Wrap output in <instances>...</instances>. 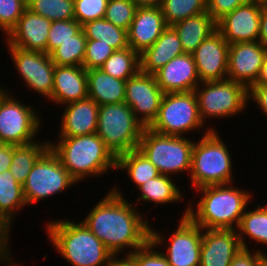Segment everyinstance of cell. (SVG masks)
<instances>
[{
    "label": "cell",
    "mask_w": 267,
    "mask_h": 266,
    "mask_svg": "<svg viewBox=\"0 0 267 266\" xmlns=\"http://www.w3.org/2000/svg\"><path fill=\"white\" fill-rule=\"evenodd\" d=\"M121 192L117 186L111 187L82 220L113 255L131 254L150 240L147 214L139 212Z\"/></svg>",
    "instance_id": "cell-1"
},
{
    "label": "cell",
    "mask_w": 267,
    "mask_h": 266,
    "mask_svg": "<svg viewBox=\"0 0 267 266\" xmlns=\"http://www.w3.org/2000/svg\"><path fill=\"white\" fill-rule=\"evenodd\" d=\"M234 183L210 185L196 189L202 195L197 208L188 204L187 216L202 229L236 230L248 204L252 192L237 188Z\"/></svg>",
    "instance_id": "cell-2"
},
{
    "label": "cell",
    "mask_w": 267,
    "mask_h": 266,
    "mask_svg": "<svg viewBox=\"0 0 267 266\" xmlns=\"http://www.w3.org/2000/svg\"><path fill=\"white\" fill-rule=\"evenodd\" d=\"M58 138L50 148L77 183L116 170L117 158L96 133Z\"/></svg>",
    "instance_id": "cell-3"
},
{
    "label": "cell",
    "mask_w": 267,
    "mask_h": 266,
    "mask_svg": "<svg viewBox=\"0 0 267 266\" xmlns=\"http://www.w3.org/2000/svg\"><path fill=\"white\" fill-rule=\"evenodd\" d=\"M45 228L54 249L71 266H108L113 254L83 222L50 220Z\"/></svg>",
    "instance_id": "cell-4"
},
{
    "label": "cell",
    "mask_w": 267,
    "mask_h": 266,
    "mask_svg": "<svg viewBox=\"0 0 267 266\" xmlns=\"http://www.w3.org/2000/svg\"><path fill=\"white\" fill-rule=\"evenodd\" d=\"M215 128H212V124L209 128L206 126L201 139L194 140L189 174V182L194 190L234 183L232 153Z\"/></svg>",
    "instance_id": "cell-5"
},
{
    "label": "cell",
    "mask_w": 267,
    "mask_h": 266,
    "mask_svg": "<svg viewBox=\"0 0 267 266\" xmlns=\"http://www.w3.org/2000/svg\"><path fill=\"white\" fill-rule=\"evenodd\" d=\"M144 128L125 102L99 107L96 134L116 158L138 148Z\"/></svg>",
    "instance_id": "cell-6"
},
{
    "label": "cell",
    "mask_w": 267,
    "mask_h": 266,
    "mask_svg": "<svg viewBox=\"0 0 267 266\" xmlns=\"http://www.w3.org/2000/svg\"><path fill=\"white\" fill-rule=\"evenodd\" d=\"M189 136L162 135L144 128L138 150L158 169L160 174L172 176L191 170L195 139Z\"/></svg>",
    "instance_id": "cell-7"
},
{
    "label": "cell",
    "mask_w": 267,
    "mask_h": 266,
    "mask_svg": "<svg viewBox=\"0 0 267 266\" xmlns=\"http://www.w3.org/2000/svg\"><path fill=\"white\" fill-rule=\"evenodd\" d=\"M201 120L224 119L246 111L249 89L232 80L201 82L194 90ZM208 118V119H207Z\"/></svg>",
    "instance_id": "cell-8"
},
{
    "label": "cell",
    "mask_w": 267,
    "mask_h": 266,
    "mask_svg": "<svg viewBox=\"0 0 267 266\" xmlns=\"http://www.w3.org/2000/svg\"><path fill=\"white\" fill-rule=\"evenodd\" d=\"M205 124L201 120L194 91L164 93L158 116L149 127L152 131L170 136H185L200 131Z\"/></svg>",
    "instance_id": "cell-9"
},
{
    "label": "cell",
    "mask_w": 267,
    "mask_h": 266,
    "mask_svg": "<svg viewBox=\"0 0 267 266\" xmlns=\"http://www.w3.org/2000/svg\"><path fill=\"white\" fill-rule=\"evenodd\" d=\"M10 92L7 90L0 97V143L24 145L38 140L42 126L38 109L24 104Z\"/></svg>",
    "instance_id": "cell-10"
},
{
    "label": "cell",
    "mask_w": 267,
    "mask_h": 266,
    "mask_svg": "<svg viewBox=\"0 0 267 266\" xmlns=\"http://www.w3.org/2000/svg\"><path fill=\"white\" fill-rule=\"evenodd\" d=\"M78 184L62 165L58 156L49 148L32 167L23 184L27 207L46 200Z\"/></svg>",
    "instance_id": "cell-11"
},
{
    "label": "cell",
    "mask_w": 267,
    "mask_h": 266,
    "mask_svg": "<svg viewBox=\"0 0 267 266\" xmlns=\"http://www.w3.org/2000/svg\"><path fill=\"white\" fill-rule=\"evenodd\" d=\"M184 210L178 228L171 236L165 237L150 226V240L158 248L167 245L166 252L162 253L171 266H200L202 228L187 216L188 207Z\"/></svg>",
    "instance_id": "cell-12"
},
{
    "label": "cell",
    "mask_w": 267,
    "mask_h": 266,
    "mask_svg": "<svg viewBox=\"0 0 267 266\" xmlns=\"http://www.w3.org/2000/svg\"><path fill=\"white\" fill-rule=\"evenodd\" d=\"M7 51L12 57L14 68L25 82L23 85L36 94H41L49 99L53 90V77L55 64L50 55L40 52L25 50L19 47L10 46L6 41Z\"/></svg>",
    "instance_id": "cell-13"
},
{
    "label": "cell",
    "mask_w": 267,
    "mask_h": 266,
    "mask_svg": "<svg viewBox=\"0 0 267 266\" xmlns=\"http://www.w3.org/2000/svg\"><path fill=\"white\" fill-rule=\"evenodd\" d=\"M163 95L154 74L139 70L126 80L124 102L145 128H149L156 120Z\"/></svg>",
    "instance_id": "cell-14"
},
{
    "label": "cell",
    "mask_w": 267,
    "mask_h": 266,
    "mask_svg": "<svg viewBox=\"0 0 267 266\" xmlns=\"http://www.w3.org/2000/svg\"><path fill=\"white\" fill-rule=\"evenodd\" d=\"M266 52L258 41L229 44L227 79L249 89L259 78Z\"/></svg>",
    "instance_id": "cell-15"
},
{
    "label": "cell",
    "mask_w": 267,
    "mask_h": 266,
    "mask_svg": "<svg viewBox=\"0 0 267 266\" xmlns=\"http://www.w3.org/2000/svg\"><path fill=\"white\" fill-rule=\"evenodd\" d=\"M229 44L216 30L192 53L200 82L227 79Z\"/></svg>",
    "instance_id": "cell-16"
},
{
    "label": "cell",
    "mask_w": 267,
    "mask_h": 266,
    "mask_svg": "<svg viewBox=\"0 0 267 266\" xmlns=\"http://www.w3.org/2000/svg\"><path fill=\"white\" fill-rule=\"evenodd\" d=\"M262 8L242 4L216 22L217 31L228 44L258 41Z\"/></svg>",
    "instance_id": "cell-17"
},
{
    "label": "cell",
    "mask_w": 267,
    "mask_h": 266,
    "mask_svg": "<svg viewBox=\"0 0 267 266\" xmlns=\"http://www.w3.org/2000/svg\"><path fill=\"white\" fill-rule=\"evenodd\" d=\"M242 246L233 229H202L200 266H230Z\"/></svg>",
    "instance_id": "cell-18"
},
{
    "label": "cell",
    "mask_w": 267,
    "mask_h": 266,
    "mask_svg": "<svg viewBox=\"0 0 267 266\" xmlns=\"http://www.w3.org/2000/svg\"><path fill=\"white\" fill-rule=\"evenodd\" d=\"M164 93L194 91L201 83L192 54L183 53L154 73Z\"/></svg>",
    "instance_id": "cell-19"
},
{
    "label": "cell",
    "mask_w": 267,
    "mask_h": 266,
    "mask_svg": "<svg viewBox=\"0 0 267 266\" xmlns=\"http://www.w3.org/2000/svg\"><path fill=\"white\" fill-rule=\"evenodd\" d=\"M51 24L49 19L26 8L5 40L10 46L46 53Z\"/></svg>",
    "instance_id": "cell-20"
},
{
    "label": "cell",
    "mask_w": 267,
    "mask_h": 266,
    "mask_svg": "<svg viewBox=\"0 0 267 266\" xmlns=\"http://www.w3.org/2000/svg\"><path fill=\"white\" fill-rule=\"evenodd\" d=\"M167 27L160 7L137 8L127 31L128 46L140 55L156 42Z\"/></svg>",
    "instance_id": "cell-21"
},
{
    "label": "cell",
    "mask_w": 267,
    "mask_h": 266,
    "mask_svg": "<svg viewBox=\"0 0 267 266\" xmlns=\"http://www.w3.org/2000/svg\"><path fill=\"white\" fill-rule=\"evenodd\" d=\"M88 98L87 70L83 66L55 65L50 103L64 106Z\"/></svg>",
    "instance_id": "cell-22"
},
{
    "label": "cell",
    "mask_w": 267,
    "mask_h": 266,
    "mask_svg": "<svg viewBox=\"0 0 267 266\" xmlns=\"http://www.w3.org/2000/svg\"><path fill=\"white\" fill-rule=\"evenodd\" d=\"M61 116L58 137H74L96 133L99 105L90 98L66 104Z\"/></svg>",
    "instance_id": "cell-23"
},
{
    "label": "cell",
    "mask_w": 267,
    "mask_h": 266,
    "mask_svg": "<svg viewBox=\"0 0 267 266\" xmlns=\"http://www.w3.org/2000/svg\"><path fill=\"white\" fill-rule=\"evenodd\" d=\"M184 53L178 33L168 26L156 42L140 55V71L154 74L173 58Z\"/></svg>",
    "instance_id": "cell-24"
},
{
    "label": "cell",
    "mask_w": 267,
    "mask_h": 266,
    "mask_svg": "<svg viewBox=\"0 0 267 266\" xmlns=\"http://www.w3.org/2000/svg\"><path fill=\"white\" fill-rule=\"evenodd\" d=\"M126 80H120L101 69L87 70L88 98L99 106L125 101Z\"/></svg>",
    "instance_id": "cell-25"
},
{
    "label": "cell",
    "mask_w": 267,
    "mask_h": 266,
    "mask_svg": "<svg viewBox=\"0 0 267 266\" xmlns=\"http://www.w3.org/2000/svg\"><path fill=\"white\" fill-rule=\"evenodd\" d=\"M178 33L184 53L192 54L195 49L217 30L216 21L208 12L189 17L172 25Z\"/></svg>",
    "instance_id": "cell-26"
},
{
    "label": "cell",
    "mask_w": 267,
    "mask_h": 266,
    "mask_svg": "<svg viewBox=\"0 0 267 266\" xmlns=\"http://www.w3.org/2000/svg\"><path fill=\"white\" fill-rule=\"evenodd\" d=\"M137 190L140 195L137 197V203L134 201V205L138 206V203L150 202L154 205H167L169 203H176L183 200V191L175 184V180L172 176L162 175L150 179L142 184ZM144 201V202H143Z\"/></svg>",
    "instance_id": "cell-27"
},
{
    "label": "cell",
    "mask_w": 267,
    "mask_h": 266,
    "mask_svg": "<svg viewBox=\"0 0 267 266\" xmlns=\"http://www.w3.org/2000/svg\"><path fill=\"white\" fill-rule=\"evenodd\" d=\"M27 206L23 185L18 183L10 170L0 173V221L9 229L15 215Z\"/></svg>",
    "instance_id": "cell-28"
},
{
    "label": "cell",
    "mask_w": 267,
    "mask_h": 266,
    "mask_svg": "<svg viewBox=\"0 0 267 266\" xmlns=\"http://www.w3.org/2000/svg\"><path fill=\"white\" fill-rule=\"evenodd\" d=\"M36 140L29 144L13 145L10 172L15 180L23 185L37 160L50 148V140Z\"/></svg>",
    "instance_id": "cell-29"
},
{
    "label": "cell",
    "mask_w": 267,
    "mask_h": 266,
    "mask_svg": "<svg viewBox=\"0 0 267 266\" xmlns=\"http://www.w3.org/2000/svg\"><path fill=\"white\" fill-rule=\"evenodd\" d=\"M256 206L252 210L246 208L236 229L242 248H249L246 237L267 247V206Z\"/></svg>",
    "instance_id": "cell-30"
},
{
    "label": "cell",
    "mask_w": 267,
    "mask_h": 266,
    "mask_svg": "<svg viewBox=\"0 0 267 266\" xmlns=\"http://www.w3.org/2000/svg\"><path fill=\"white\" fill-rule=\"evenodd\" d=\"M116 170L126 171L137 189L160 175L158 169L138 149L117 157Z\"/></svg>",
    "instance_id": "cell-31"
},
{
    "label": "cell",
    "mask_w": 267,
    "mask_h": 266,
    "mask_svg": "<svg viewBox=\"0 0 267 266\" xmlns=\"http://www.w3.org/2000/svg\"><path fill=\"white\" fill-rule=\"evenodd\" d=\"M87 40H99L115 50H122L128 46L127 30L115 26L105 18L96 19L82 25Z\"/></svg>",
    "instance_id": "cell-32"
},
{
    "label": "cell",
    "mask_w": 267,
    "mask_h": 266,
    "mask_svg": "<svg viewBox=\"0 0 267 266\" xmlns=\"http://www.w3.org/2000/svg\"><path fill=\"white\" fill-rule=\"evenodd\" d=\"M100 69L120 80H127L140 70L139 54L127 47L115 50Z\"/></svg>",
    "instance_id": "cell-33"
},
{
    "label": "cell",
    "mask_w": 267,
    "mask_h": 266,
    "mask_svg": "<svg viewBox=\"0 0 267 266\" xmlns=\"http://www.w3.org/2000/svg\"><path fill=\"white\" fill-rule=\"evenodd\" d=\"M161 11L168 26L207 12V0H162Z\"/></svg>",
    "instance_id": "cell-34"
},
{
    "label": "cell",
    "mask_w": 267,
    "mask_h": 266,
    "mask_svg": "<svg viewBox=\"0 0 267 266\" xmlns=\"http://www.w3.org/2000/svg\"><path fill=\"white\" fill-rule=\"evenodd\" d=\"M87 38L81 29L73 39L59 45L51 54L50 58L57 66H82L85 56Z\"/></svg>",
    "instance_id": "cell-35"
},
{
    "label": "cell",
    "mask_w": 267,
    "mask_h": 266,
    "mask_svg": "<svg viewBox=\"0 0 267 266\" xmlns=\"http://www.w3.org/2000/svg\"><path fill=\"white\" fill-rule=\"evenodd\" d=\"M27 9L50 21L72 20L74 0H27Z\"/></svg>",
    "instance_id": "cell-36"
},
{
    "label": "cell",
    "mask_w": 267,
    "mask_h": 266,
    "mask_svg": "<svg viewBox=\"0 0 267 266\" xmlns=\"http://www.w3.org/2000/svg\"><path fill=\"white\" fill-rule=\"evenodd\" d=\"M137 7L130 0H108L104 18L125 30H129Z\"/></svg>",
    "instance_id": "cell-37"
},
{
    "label": "cell",
    "mask_w": 267,
    "mask_h": 266,
    "mask_svg": "<svg viewBox=\"0 0 267 266\" xmlns=\"http://www.w3.org/2000/svg\"><path fill=\"white\" fill-rule=\"evenodd\" d=\"M82 26L75 20H58L52 21L48 33L46 54L50 55L63 42L73 39Z\"/></svg>",
    "instance_id": "cell-38"
},
{
    "label": "cell",
    "mask_w": 267,
    "mask_h": 266,
    "mask_svg": "<svg viewBox=\"0 0 267 266\" xmlns=\"http://www.w3.org/2000/svg\"><path fill=\"white\" fill-rule=\"evenodd\" d=\"M27 0H0V30L7 37L27 8Z\"/></svg>",
    "instance_id": "cell-39"
},
{
    "label": "cell",
    "mask_w": 267,
    "mask_h": 266,
    "mask_svg": "<svg viewBox=\"0 0 267 266\" xmlns=\"http://www.w3.org/2000/svg\"><path fill=\"white\" fill-rule=\"evenodd\" d=\"M108 0H74V17L83 24L104 18Z\"/></svg>",
    "instance_id": "cell-40"
},
{
    "label": "cell",
    "mask_w": 267,
    "mask_h": 266,
    "mask_svg": "<svg viewBox=\"0 0 267 266\" xmlns=\"http://www.w3.org/2000/svg\"><path fill=\"white\" fill-rule=\"evenodd\" d=\"M114 51L115 49L110 45L101 43L99 40H87L82 66L86 70L100 69Z\"/></svg>",
    "instance_id": "cell-41"
},
{
    "label": "cell",
    "mask_w": 267,
    "mask_h": 266,
    "mask_svg": "<svg viewBox=\"0 0 267 266\" xmlns=\"http://www.w3.org/2000/svg\"><path fill=\"white\" fill-rule=\"evenodd\" d=\"M149 240L143 247L136 249L131 255L135 258L136 266H171L164 254Z\"/></svg>",
    "instance_id": "cell-42"
},
{
    "label": "cell",
    "mask_w": 267,
    "mask_h": 266,
    "mask_svg": "<svg viewBox=\"0 0 267 266\" xmlns=\"http://www.w3.org/2000/svg\"><path fill=\"white\" fill-rule=\"evenodd\" d=\"M241 248L233 257L230 266H264L267 263V253L262 249ZM252 251V252H251Z\"/></svg>",
    "instance_id": "cell-43"
},
{
    "label": "cell",
    "mask_w": 267,
    "mask_h": 266,
    "mask_svg": "<svg viewBox=\"0 0 267 266\" xmlns=\"http://www.w3.org/2000/svg\"><path fill=\"white\" fill-rule=\"evenodd\" d=\"M240 5L239 0H207V12L217 22Z\"/></svg>",
    "instance_id": "cell-44"
},
{
    "label": "cell",
    "mask_w": 267,
    "mask_h": 266,
    "mask_svg": "<svg viewBox=\"0 0 267 266\" xmlns=\"http://www.w3.org/2000/svg\"><path fill=\"white\" fill-rule=\"evenodd\" d=\"M248 99L254 101L257 108L267 116V84H253L249 88Z\"/></svg>",
    "instance_id": "cell-45"
},
{
    "label": "cell",
    "mask_w": 267,
    "mask_h": 266,
    "mask_svg": "<svg viewBox=\"0 0 267 266\" xmlns=\"http://www.w3.org/2000/svg\"><path fill=\"white\" fill-rule=\"evenodd\" d=\"M9 229L2 221H0V264H2L10 255V233Z\"/></svg>",
    "instance_id": "cell-46"
},
{
    "label": "cell",
    "mask_w": 267,
    "mask_h": 266,
    "mask_svg": "<svg viewBox=\"0 0 267 266\" xmlns=\"http://www.w3.org/2000/svg\"><path fill=\"white\" fill-rule=\"evenodd\" d=\"M13 157V144L0 143V173L9 170Z\"/></svg>",
    "instance_id": "cell-47"
},
{
    "label": "cell",
    "mask_w": 267,
    "mask_h": 266,
    "mask_svg": "<svg viewBox=\"0 0 267 266\" xmlns=\"http://www.w3.org/2000/svg\"><path fill=\"white\" fill-rule=\"evenodd\" d=\"M258 42L267 49V7H264L261 10Z\"/></svg>",
    "instance_id": "cell-48"
},
{
    "label": "cell",
    "mask_w": 267,
    "mask_h": 266,
    "mask_svg": "<svg viewBox=\"0 0 267 266\" xmlns=\"http://www.w3.org/2000/svg\"><path fill=\"white\" fill-rule=\"evenodd\" d=\"M108 266H136L135 258L131 254H124V258L118 255H112Z\"/></svg>",
    "instance_id": "cell-49"
},
{
    "label": "cell",
    "mask_w": 267,
    "mask_h": 266,
    "mask_svg": "<svg viewBox=\"0 0 267 266\" xmlns=\"http://www.w3.org/2000/svg\"><path fill=\"white\" fill-rule=\"evenodd\" d=\"M137 8L160 7L162 0H130Z\"/></svg>",
    "instance_id": "cell-50"
},
{
    "label": "cell",
    "mask_w": 267,
    "mask_h": 266,
    "mask_svg": "<svg viewBox=\"0 0 267 266\" xmlns=\"http://www.w3.org/2000/svg\"><path fill=\"white\" fill-rule=\"evenodd\" d=\"M255 84H267V52L263 60L259 78Z\"/></svg>",
    "instance_id": "cell-51"
},
{
    "label": "cell",
    "mask_w": 267,
    "mask_h": 266,
    "mask_svg": "<svg viewBox=\"0 0 267 266\" xmlns=\"http://www.w3.org/2000/svg\"><path fill=\"white\" fill-rule=\"evenodd\" d=\"M13 257L10 255L1 265H7V266H20L18 263L16 264L15 261L12 259ZM22 266V265H21Z\"/></svg>",
    "instance_id": "cell-52"
},
{
    "label": "cell",
    "mask_w": 267,
    "mask_h": 266,
    "mask_svg": "<svg viewBox=\"0 0 267 266\" xmlns=\"http://www.w3.org/2000/svg\"><path fill=\"white\" fill-rule=\"evenodd\" d=\"M255 4L261 8L267 7V0H255Z\"/></svg>",
    "instance_id": "cell-53"
},
{
    "label": "cell",
    "mask_w": 267,
    "mask_h": 266,
    "mask_svg": "<svg viewBox=\"0 0 267 266\" xmlns=\"http://www.w3.org/2000/svg\"><path fill=\"white\" fill-rule=\"evenodd\" d=\"M241 4H253L255 0H239Z\"/></svg>",
    "instance_id": "cell-54"
},
{
    "label": "cell",
    "mask_w": 267,
    "mask_h": 266,
    "mask_svg": "<svg viewBox=\"0 0 267 266\" xmlns=\"http://www.w3.org/2000/svg\"><path fill=\"white\" fill-rule=\"evenodd\" d=\"M7 91L6 87L5 89L0 84V97Z\"/></svg>",
    "instance_id": "cell-55"
}]
</instances>
